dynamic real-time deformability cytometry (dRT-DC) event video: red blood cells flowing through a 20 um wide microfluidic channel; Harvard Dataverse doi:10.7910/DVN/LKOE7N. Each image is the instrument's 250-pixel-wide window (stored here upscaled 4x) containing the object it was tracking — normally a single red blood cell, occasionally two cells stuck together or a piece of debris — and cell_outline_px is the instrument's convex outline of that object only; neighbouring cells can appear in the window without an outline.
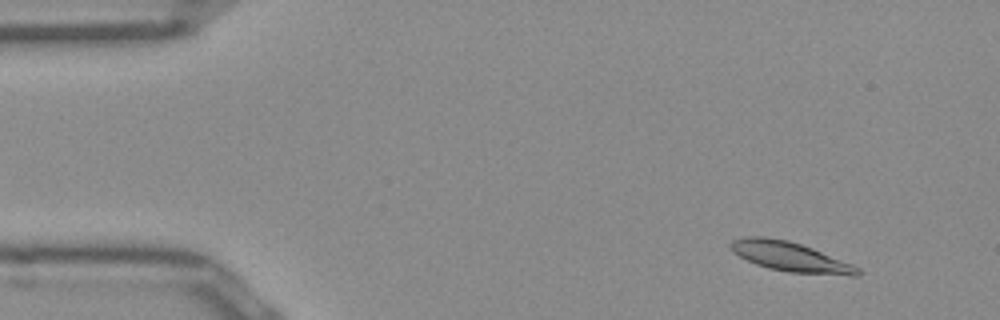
{"species": "Egyptian fruit bat (a non-hibernating species)", "species_latin": "Rousettus aegyptiacus", "temperature_condition": "room temperature", "stored_images_in_passage": 51, "camera_frame_rate_fps": 3000, "um_per_image_px": 0.085, "frame": {"image": 1, "passage_image": 5, "time_ms": 1.333, "image_size_px": [1000, 320], "cell_outline_px": [[860, 276], [848, 276], [788, 272], [768, 268], [756, 264], [740, 256], [728, 244], [732, 240], [744, 236], [764, 236], [788, 240], [812, 248], [852, 264], [860, 268]], "centroid_in_image_um": [67.2, 21.83], "position_along_channel_um": 17.8, "area_um2": 21.85}}
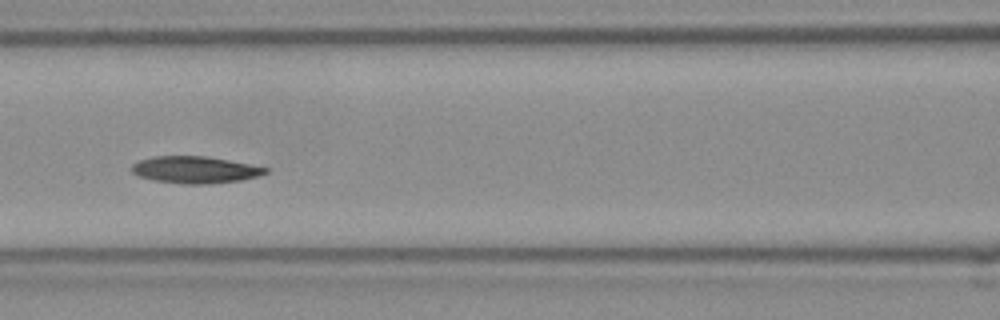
{"frame": {"image": 2, "passage_image": 22, "time_ms": 7.0, "image_size_px": [1000, 320], "cell_outline_px": [[268, 172], [256, 176], [240, 180], [208, 184], [184, 184], [152, 180], [140, 176], [132, 172], [132, 164], [140, 160], [152, 156], [208, 156], [268, 168]], "centroid_in_image_um": [16.54, 14.43], "position_along_channel_um": 150.1, "area_um2": 20.81}}
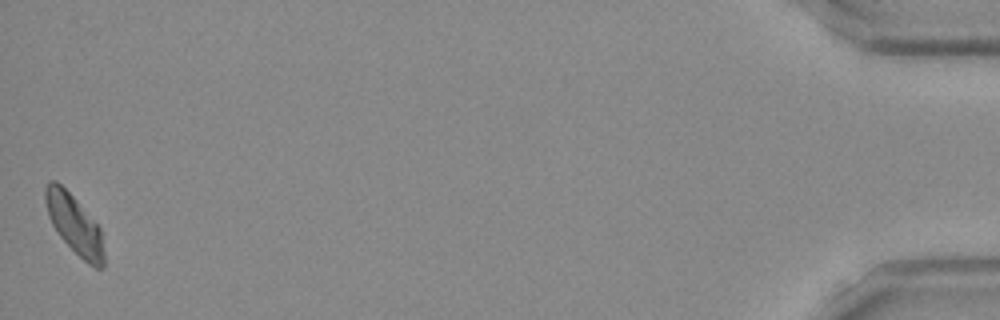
{"frame": {"image": 3, "passage_image": 51, "time_ms": 16.667, "image_size_px": [1000, 320], "cell_outline_px": [[104, 268], [96, 268], [88, 264], [60, 236], [52, 224], [48, 216], [44, 200], [44, 188], [48, 180], [56, 180], [72, 196], [100, 228], [104, 252]], "centroid_in_image_um": [6.3, 19.06], "position_along_channel_um": 428.9, "area_um2": 19.83}, "authors_computed_cell_mechanics": {"area_um2": 20.7502, "velocity_mm_per_s": 3.9144, "shape_relaxation_time_tau1_ms": 5.5694, "shape_relaxation_time_tau2_ms": null, "deformation_change_tau1": 0.1586, "deformation_change_tau2": null}}